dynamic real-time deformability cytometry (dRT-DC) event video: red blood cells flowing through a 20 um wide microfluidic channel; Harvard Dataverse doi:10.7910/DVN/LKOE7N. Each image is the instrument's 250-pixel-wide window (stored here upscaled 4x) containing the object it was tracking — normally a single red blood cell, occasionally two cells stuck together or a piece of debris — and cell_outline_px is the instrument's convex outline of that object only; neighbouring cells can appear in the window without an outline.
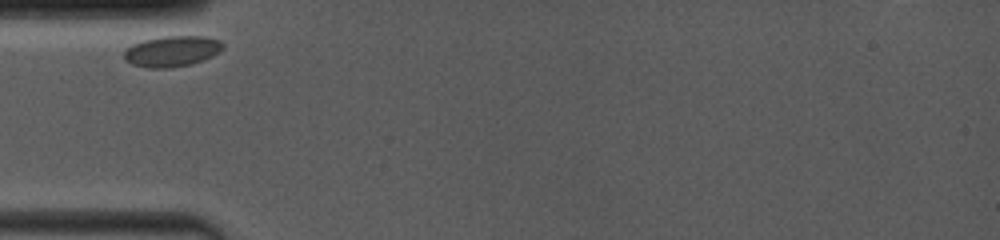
{"species": "common noctule bat (a hibernating species)", "species_latin": "Nyctalus noctula", "temperature_condition": "room temperature", "stored_images_in_passage": 29, "camera_frame_rate_fps": 4000, "um_per_image_px": 0.085, "animal": {"sex": "female", "body_mass_g": 19.0, "forearm_length_mm": 53.3}, "frame": {"image": 1, "passage_image": 1, "time_ms": 0.0, "image_size_px": [1000, 240], "cell_outline_px": [[224, 48], [212, 56], [192, 64], [168, 68], [148, 68], [132, 64], [124, 60], [124, 52], [132, 44], [144, 40], [164, 36], [204, 36], [220, 40], [224, 44]], "centroid_in_image_um": [14.62, 4.35], "position_along_channel_um": 70.4, "area_um2": 17.74}}
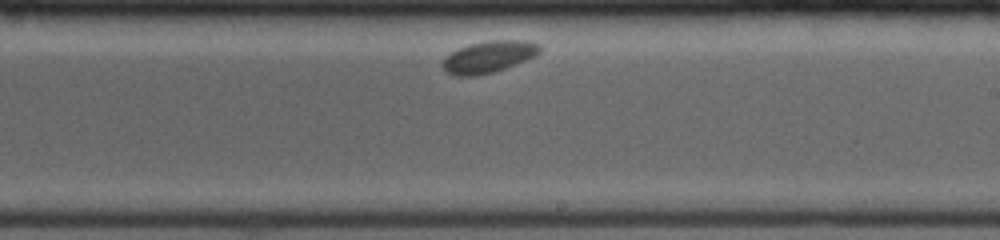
{"frame": {"image": 2, "passage_image": 17, "time_ms": 5.25, "image_size_px": [1000, 240], "cell_outline_px": [[540, 52], [536, 56], [504, 68], [492, 72], [476, 76], [456, 76], [444, 72], [440, 64], [452, 52], [468, 44], [488, 40], [528, 40], [540, 44]], "centroid_in_image_um": [41.53, 4.82], "position_along_channel_um": 247.5, "area_um2": 18.03}}
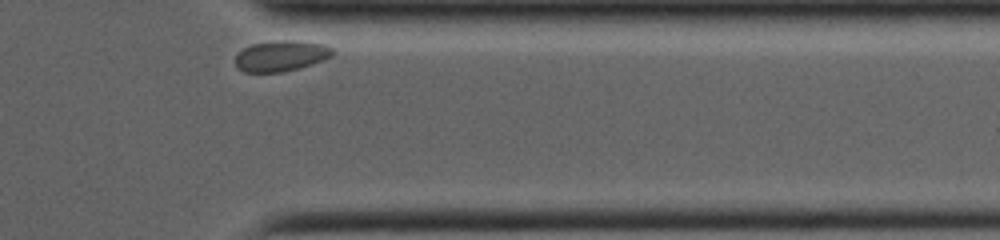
{"frame": {"image": 3, "passage_image": 29, "time_ms": 9.25, "image_size_px": [1000, 240], "cell_outline_px": [[336, 52], [332, 56], [324, 60], [312, 64], [280, 72], [244, 72], [236, 68], [236, 56], [244, 48], [252, 44], [284, 40], [300, 40], [324, 44], [332, 48]], "centroid_in_image_um": [23.93, 4.74], "position_along_channel_um": 387.5, "area_um2": 17.4}}